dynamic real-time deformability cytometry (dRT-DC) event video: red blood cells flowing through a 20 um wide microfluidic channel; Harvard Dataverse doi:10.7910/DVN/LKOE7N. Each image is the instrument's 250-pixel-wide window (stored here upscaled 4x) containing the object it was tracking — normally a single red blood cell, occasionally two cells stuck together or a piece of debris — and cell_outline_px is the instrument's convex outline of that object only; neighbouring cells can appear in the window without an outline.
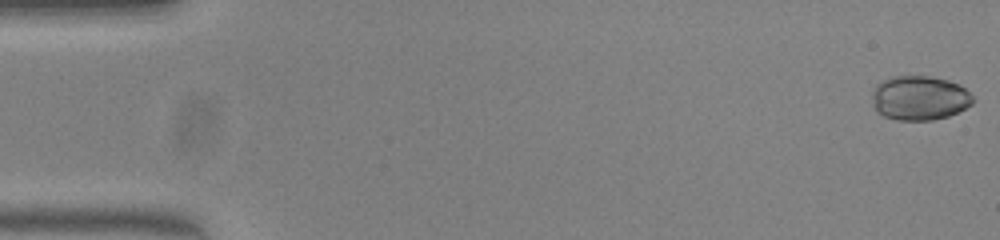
{"species": "common noctule bat (a hibernating species)", "species_latin": "Nyctalus noctula", "temperature_condition": "warm", "stored_images_in_passage": 52, "camera_frame_rate_fps": 3000, "um_per_image_px": 0.085, "animal": {"sex": "female", "body_mass_g": 23.0, "forearm_length_mm": 53.4}, "frame": {"image": 1, "passage_image": 1, "time_ms": 0.0, "image_size_px": [1000, 240], "cell_outline_px": [[976, 100], [972, 104], [948, 116], [932, 120], [896, 120], [884, 116], [876, 112], [872, 104], [872, 88], [876, 84], [892, 76], [928, 76], [948, 80], [960, 84]], "centroid_in_image_um": [78.12, 8.33], "position_along_channel_um": 6.9, "area_um2": 26.3}}
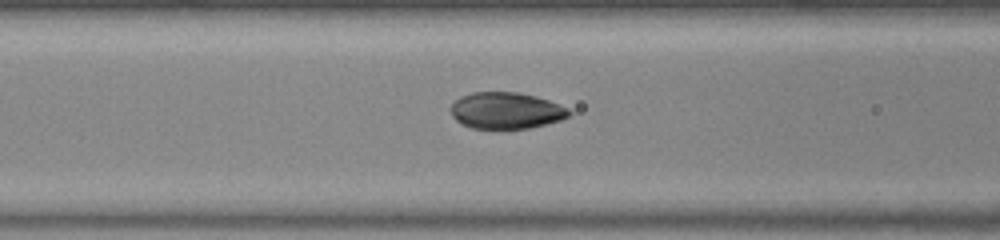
{"frame": {"image": 2, "passage_image": 21, "time_ms": 6.667, "image_size_px": [1000, 240], "cell_outline_px": [[572, 112], [568, 116], [560, 120], [528, 128], [472, 128], [460, 124], [452, 116], [448, 108], [460, 96], [472, 92], [520, 92], [536, 96], [548, 100], [568, 108]], "centroid_in_image_um": [42.97, 9.39], "position_along_channel_um": 123.6, "area_um2": 25.2}}
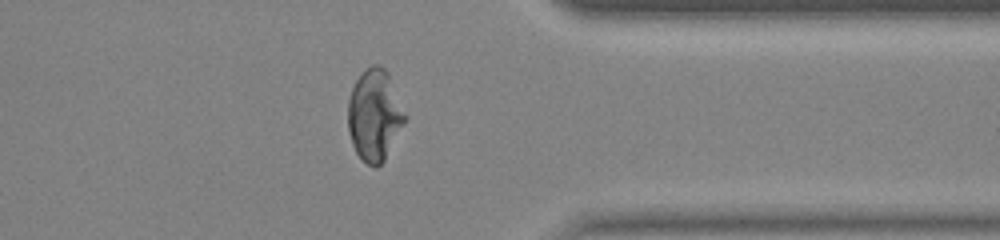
{"frame": {"image": 3, "passage_image": 41, "time_ms": 13.333, "image_size_px": [1000, 240], "cell_outline_px": [[408, 120], [384, 160], [376, 168], [368, 164], [356, 152], [352, 144], [348, 132], [348, 100], [352, 88], [360, 72], [364, 68], [372, 64], [380, 64], [388, 72], [408, 116]], "centroid_in_image_um": [31.86, 9.75], "position_along_channel_um": 379.5, "area_um2": 30.92}, "authors_computed_cell_mechanics": {"area_um2": 26.4146, "velocity_mm_per_s": 3.9818, "shape_relaxation_time_tau1_ms": 6.6419, "shape_relaxation_time_tau2_ms": null, "deformation_change_tau1": 0.2287, "deformation_change_tau2": null}}